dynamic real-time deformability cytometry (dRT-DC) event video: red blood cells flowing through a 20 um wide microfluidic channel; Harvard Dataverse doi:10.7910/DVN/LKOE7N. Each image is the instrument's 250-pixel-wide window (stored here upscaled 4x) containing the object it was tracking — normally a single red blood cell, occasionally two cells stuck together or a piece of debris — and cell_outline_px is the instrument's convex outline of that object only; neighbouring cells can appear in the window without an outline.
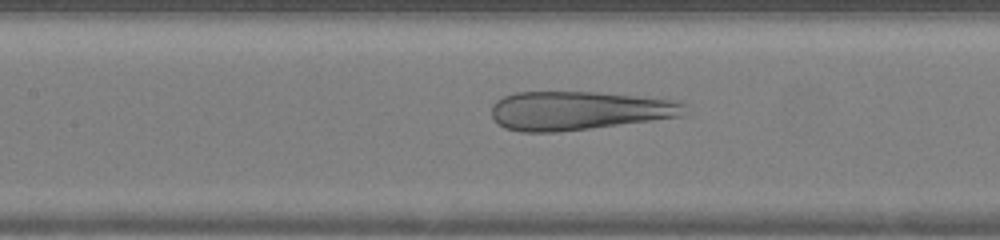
{"species": "human", "species_latin": "Homo sapiens", "temperature_condition": "warm", "stored_images_in_passage": 42, "camera_frame_rate_fps": 3000, "um_per_image_px": 0.085, "donor": {"sex": "female"}, "frame": {"image": 1, "passage_image": 18, "time_ms": 5.667, "image_size_px": [1000, 240], "cell_outline_px": [[688, 104], [684, 116], [592, 128], [556, 132], [520, 132], [504, 128], [492, 116], [492, 104], [496, 100], [504, 96], [516, 92], [596, 92], [680, 100]], "centroid_in_image_um": [49.24, 9.4], "position_along_channel_um": 158.2, "area_um2": 43.93}}
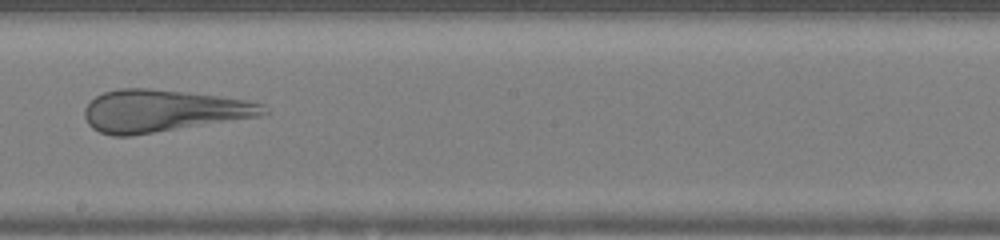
{"frame": {"image": 2, "passage_image": 23, "time_ms": 7.333, "image_size_px": [1000, 240], "cell_outline_px": [[268, 112], [260, 116], [132, 136], [112, 136], [100, 132], [92, 128], [88, 124], [84, 116], [84, 108], [96, 96], [104, 92], [120, 88], [148, 88], [184, 92], [248, 100], [264, 104]], "centroid_in_image_um": [13.82, 9.43], "position_along_channel_um": 234.4, "area_um2": 43.81}}
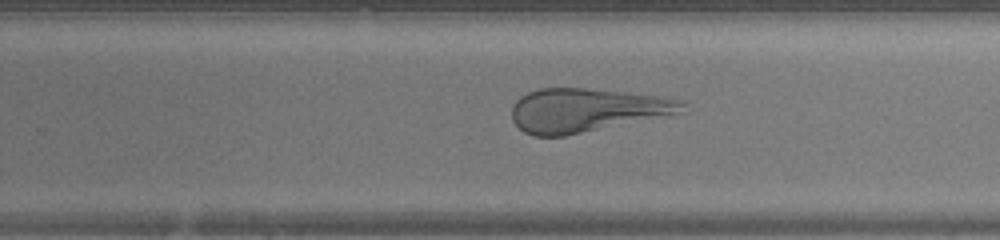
{"frame": {"image": 3, "passage_image": 26, "time_ms": 8.333, "image_size_px": [1000, 240], "cell_outline_px": [[688, 104], [680, 112], [564, 136], [532, 136], [524, 132], [512, 120], [512, 104], [520, 96], [528, 92], [540, 88], [584, 88], [624, 92], [656, 96], [684, 100]], "centroid_in_image_um": [49.77, 9.35], "position_along_channel_um": 280.0, "area_um2": 42.77}}